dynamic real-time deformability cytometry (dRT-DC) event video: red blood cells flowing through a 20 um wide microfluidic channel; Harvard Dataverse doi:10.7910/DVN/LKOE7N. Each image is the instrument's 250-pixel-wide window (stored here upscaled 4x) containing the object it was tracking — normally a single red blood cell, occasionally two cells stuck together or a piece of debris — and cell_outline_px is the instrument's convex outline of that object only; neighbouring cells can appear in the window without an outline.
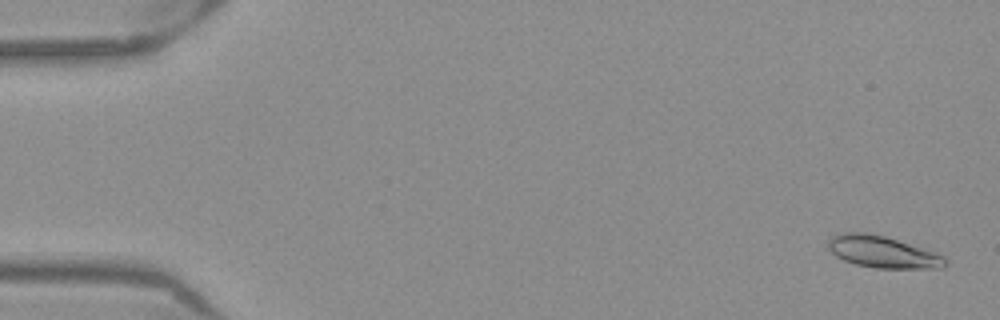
{"species": "Egyptian fruit bat (a non-hibernating species)", "species_latin": "Rousettus aegyptiacus", "temperature_condition": "warm", "stored_images_in_passage": 53, "camera_frame_rate_fps": 3000, "um_per_image_px": 0.085, "frame": {"image": 1, "passage_image": 2, "time_ms": 0.333, "image_size_px": [1000, 320], "cell_outline_px": [[948, 264], [944, 268], [876, 268], [856, 264], [844, 260], [836, 256], [828, 248], [828, 236], [840, 232], [864, 232], [884, 236], [936, 252], [944, 256], [948, 260]], "centroid_in_image_um": [75.02, 21.41], "position_along_channel_um": 10.0, "area_um2": 21.85}}
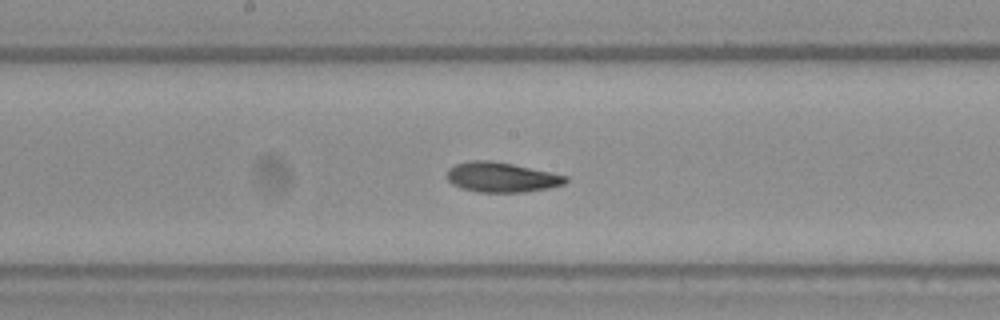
{"frame": {"image": 2, "passage_image": 28, "time_ms": 9.0, "image_size_px": [1000, 320], "cell_outline_px": [[568, 180], [564, 184], [548, 188], [524, 192], [480, 192], [460, 188], [452, 184], [444, 176], [448, 168], [456, 164], [468, 160], [488, 160], [512, 164], [568, 176]], "centroid_in_image_um": [42.57, 15.06], "position_along_channel_um": 205.6, "area_um2": 20.75}}
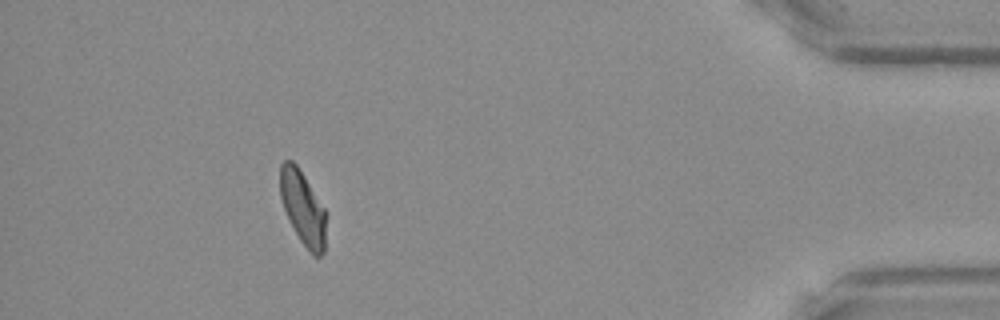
{"frame": {"image": 3, "passage_image": 48, "time_ms": 15.667, "image_size_px": [1000, 320], "cell_outline_px": [[324, 252], [320, 256], [312, 256], [300, 240], [284, 208], [280, 196], [280, 164], [284, 160], [292, 160], [296, 164], [304, 176], [324, 208]], "centroid_in_image_um": [25.71, 17.65], "position_along_channel_um": 409.5, "area_um2": 19.19}, "authors_computed_cell_mechanics": {"area_um2": 20.8658, "velocity_mm_per_s": 3.8927, "shape_relaxation_time_tau1_ms": 8.3964, "shape_relaxation_time_tau2_ms": 3.4473, "deformation_change_tau1": 0.2259, "deformation_change_tau2": 0.1013}}